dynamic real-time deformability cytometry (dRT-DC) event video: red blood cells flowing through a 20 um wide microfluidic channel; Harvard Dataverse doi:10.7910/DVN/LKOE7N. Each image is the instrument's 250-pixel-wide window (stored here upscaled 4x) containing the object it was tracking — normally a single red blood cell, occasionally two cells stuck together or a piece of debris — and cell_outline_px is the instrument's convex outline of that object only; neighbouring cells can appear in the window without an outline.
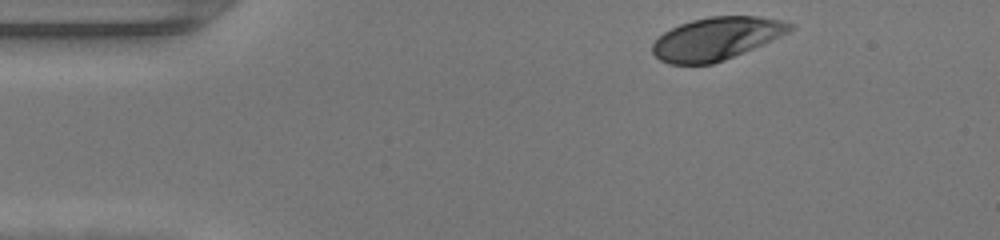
{"species": "human", "species_latin": "Homo sapiens", "temperature_condition": "warm", "stored_images_in_passage": 42, "camera_frame_rate_fps": 3000, "um_per_image_px": 0.085, "donor": {"sex": "female"}, "frame": {"image": 1, "passage_image": 1, "time_ms": 0.0, "image_size_px": [1000, 240], "cell_outline_px": [[796, 28], [764, 44], [724, 60], [712, 64], [668, 64], [660, 60], [652, 52], [652, 44], [664, 32], [680, 24], [692, 20], [708, 16], [756, 16], [780, 20], [796, 24]], "centroid_in_image_um": [60.91, 3.28], "position_along_channel_um": 24.1, "area_um2": 34.16}}
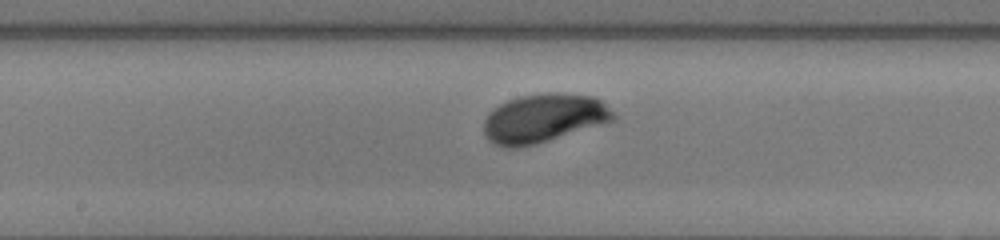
{"frame": {"image": 2, "passage_image": 19, "time_ms": 6.0, "image_size_px": [1000, 240], "cell_outline_px": [[616, 120], [536, 144], [516, 148], [504, 148], [492, 144], [484, 136], [484, 120], [488, 112], [500, 104], [508, 100], [520, 96], [544, 92], [564, 92], [592, 96], [600, 100], [616, 116]], "centroid_in_image_um": [46.17, 10.05], "position_along_channel_um": 202.0, "area_um2": 37.11}}
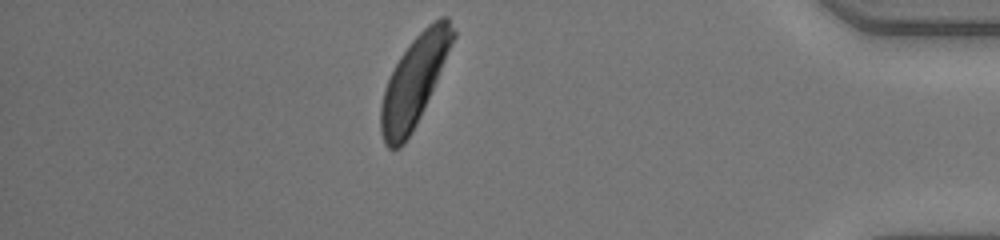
{"frame": {"image": 3, "passage_image": 36, "time_ms": 11.667, "image_size_px": [1000, 240], "cell_outline_px": [[456, 36], [420, 116], [412, 132], [404, 144], [400, 148], [388, 148], [384, 144], [380, 132], [380, 104], [384, 88], [400, 56], [412, 40], [428, 24], [440, 16], [448, 16], [456, 32]], "centroid_in_image_um": [35.19, 6.9], "position_along_channel_um": 400.0, "area_um2": 37.17}, "authors_computed_cell_mechanics": {"area_um2": 36.414, "velocity_mm_per_s": 4.2591, "shape_relaxation_time_tau1_ms": 2.0498, "shape_relaxation_time_tau2_ms": null, "deformation_change_tau1": 0.1588, "deformation_change_tau2": null}}